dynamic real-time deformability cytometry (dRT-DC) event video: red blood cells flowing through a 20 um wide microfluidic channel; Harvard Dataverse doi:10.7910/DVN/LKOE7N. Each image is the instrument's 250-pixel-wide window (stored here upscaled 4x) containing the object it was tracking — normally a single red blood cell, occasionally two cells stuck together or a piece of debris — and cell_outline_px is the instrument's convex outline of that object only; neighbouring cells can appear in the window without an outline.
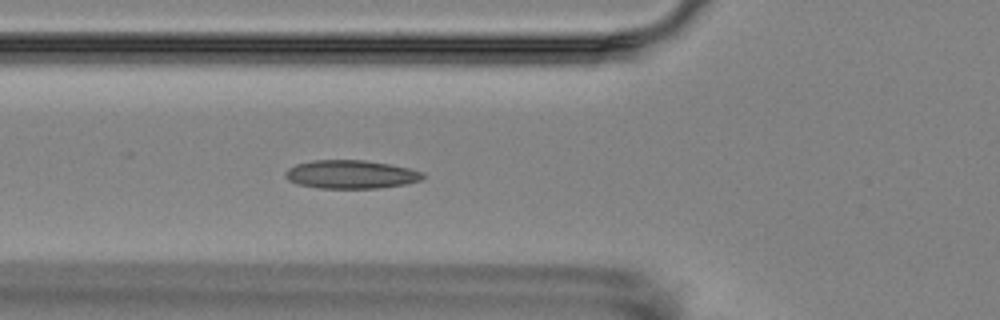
{"species": "Egyptian fruit bat (a non-hibernating species)", "species_latin": "Rousettus aegyptiacus", "temperature_condition": "room temperature", "stored_images_in_passage": 4, "camera_frame_rate_fps": 3000, "um_per_image_px": 0.085, "animal": {"sex": "female"}, "frame": {"image": 1, "passage_image": 4, "time_ms": 3.667, "image_size_px": [1000, 320], "cell_outline_px": [[424, 180], [408, 184], [380, 188], [320, 188], [296, 184], [288, 180], [284, 176], [284, 172], [288, 168], [296, 164], [312, 160], [364, 160], [392, 164], [424, 172]], "centroid_in_image_um": [29.85, 14.82], "position_along_channel_um": 96.0, "area_um2": 23.12}}